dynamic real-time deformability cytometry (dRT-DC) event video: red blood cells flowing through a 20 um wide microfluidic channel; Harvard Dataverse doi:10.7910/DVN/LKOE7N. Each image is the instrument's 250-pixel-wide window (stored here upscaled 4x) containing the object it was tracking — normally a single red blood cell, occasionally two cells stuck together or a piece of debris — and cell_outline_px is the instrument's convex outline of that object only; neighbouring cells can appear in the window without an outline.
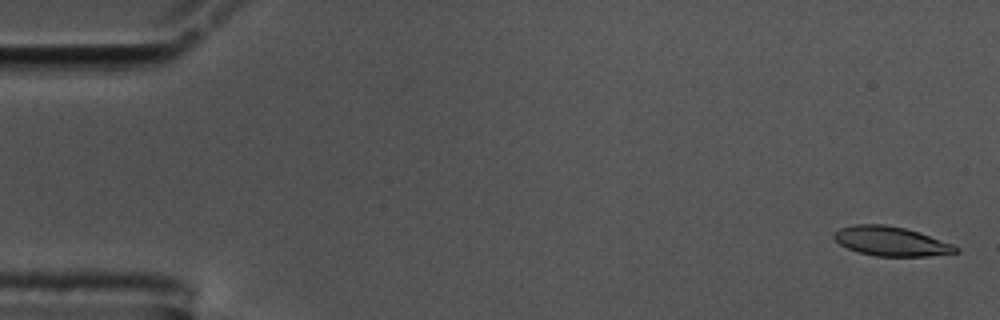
{"species": "common noctule bat (a hibernating species)", "species_latin": "Nyctalus noctula", "temperature_condition": "cold", "stored_images_in_passage": 57, "camera_frame_rate_fps": 3000, "um_per_image_px": 0.085, "animal": {"sex": "male", "body_mass_g": 17.5, "forearm_length_mm": 52.3}, "frame": {"image": 1, "passage_image": 2, "time_ms": 0.333, "image_size_px": [1000, 320], "cell_outline_px": [[960, 252], [928, 256], [876, 256], [860, 252], [848, 248], [840, 244], [832, 236], [840, 228], [856, 224], [884, 224], [904, 228], [920, 232], [952, 244], [960, 248]], "centroid_in_image_um": [75.77, 20.51], "position_along_channel_um": 9.2, "area_um2": 20.69}}
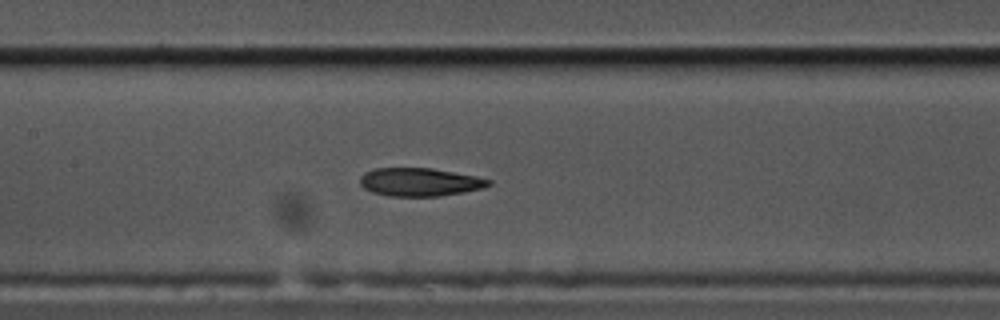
{"frame": {"image": 2, "passage_image": 27, "time_ms": 8.667, "image_size_px": [1000, 320], "cell_outline_px": [[492, 184], [484, 188], [464, 192], [440, 196], [388, 196], [372, 192], [364, 188], [360, 184], [360, 176], [364, 172], [376, 168], [432, 168], [476, 176], [492, 180]], "centroid_in_image_um": [35.69, 15.47], "position_along_channel_um": 171.7, "area_um2": 21.27}}
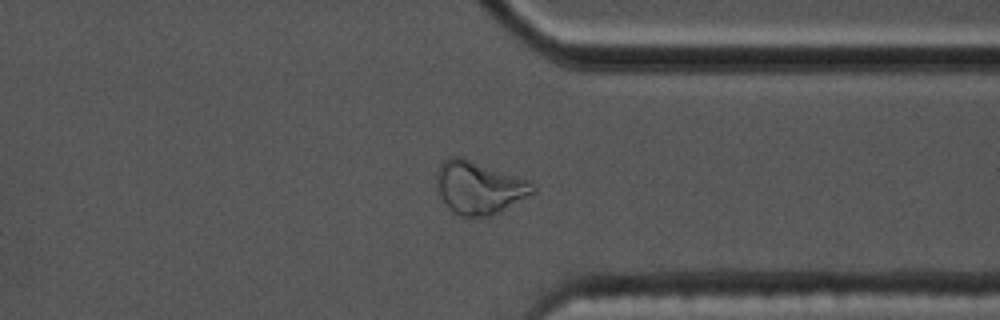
{"frame": {"image": 3, "passage_image": 44, "time_ms": 14.333, "image_size_px": [1000, 320], "cell_outline_px": [[536, 192], [488, 216], [460, 216], [452, 212], [440, 196], [436, 188], [436, 172], [440, 164], [448, 156], [460, 156], [532, 180], [536, 184]], "centroid_in_image_um": [40.72, 15.91], "position_along_channel_um": 370.7, "area_um2": 29.77}, "authors_computed_cell_mechanics": {"area_um2": 22.0218, "velocity_mm_per_s": 3.5415, "shape_relaxation_time_tau1_ms": null, "shape_relaxation_time_tau2_ms": 3.8524, "deformation_change_tau1": null, "deformation_change_tau2": 0.1235}}